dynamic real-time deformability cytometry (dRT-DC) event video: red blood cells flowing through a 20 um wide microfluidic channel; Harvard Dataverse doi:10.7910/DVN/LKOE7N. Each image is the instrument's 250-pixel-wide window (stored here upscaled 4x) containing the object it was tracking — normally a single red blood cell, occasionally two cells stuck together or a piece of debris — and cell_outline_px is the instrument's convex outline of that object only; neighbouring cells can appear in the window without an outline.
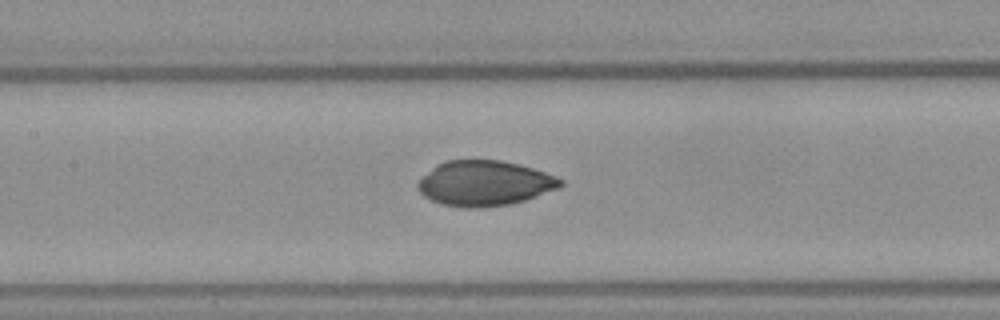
{"species": "Egyptian fruit bat (a non-hibernating species)", "species_latin": "Rousettus aegyptiacus", "temperature_condition": "warm", "stored_images_in_passage": 33, "camera_frame_rate_fps": 3000, "um_per_image_px": 0.085, "frame": {"image": 1, "passage_image": 8, "time_ms": 2.333, "image_size_px": [1000, 320], "cell_outline_px": [[564, 184], [560, 188], [524, 200], [508, 204], [476, 208], [468, 208], [444, 204], [432, 200], [424, 196], [416, 188], [416, 184], [436, 164], [448, 160], [500, 160], [532, 168], [544, 172], [564, 180]], "centroid_in_image_um": [41.19, 15.57], "position_along_channel_um": 166.2, "area_um2": 37.22}}
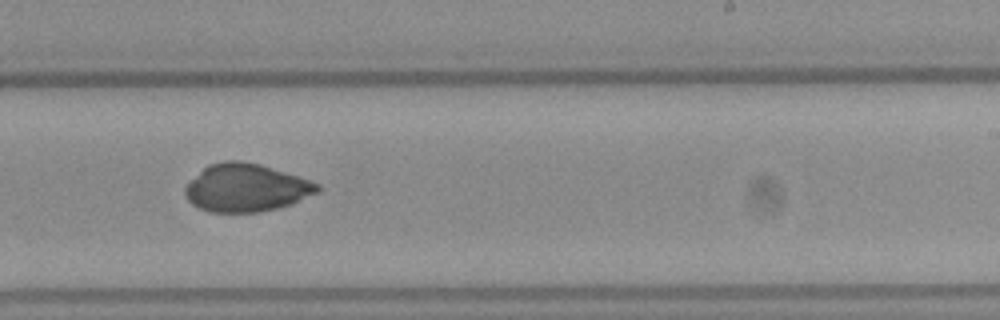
{"frame": {"image": 2, "passage_image": 15, "time_ms": 4.667, "image_size_px": [1000, 320], "cell_outline_px": [[324, 188], [320, 192], [292, 204], [280, 208], [260, 212], [212, 212], [200, 208], [192, 204], [188, 200], [184, 192], [184, 188], [208, 164], [224, 160], [240, 160], [260, 164], [320, 184]], "centroid_in_image_um": [20.96, 15.97], "position_along_channel_um": 268.0, "area_um2": 36.93}}
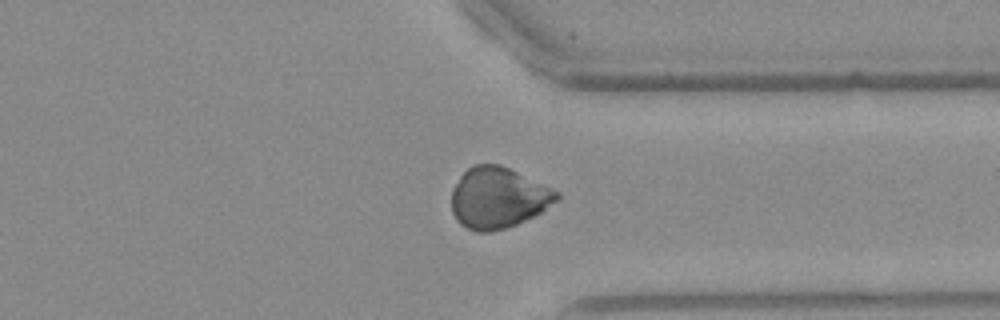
{"frame": {"image": 3, "passage_image": 22, "time_ms": 7.0, "image_size_px": [1000, 320], "cell_outline_px": [[560, 200], [540, 212], [516, 224], [492, 232], [476, 232], [460, 224], [456, 220], [452, 212], [452, 188], [460, 176], [472, 164], [500, 164], [552, 188], [560, 192]], "centroid_in_image_um": [42.33, 16.81], "position_along_channel_um": 369.1, "area_um2": 37.4}}